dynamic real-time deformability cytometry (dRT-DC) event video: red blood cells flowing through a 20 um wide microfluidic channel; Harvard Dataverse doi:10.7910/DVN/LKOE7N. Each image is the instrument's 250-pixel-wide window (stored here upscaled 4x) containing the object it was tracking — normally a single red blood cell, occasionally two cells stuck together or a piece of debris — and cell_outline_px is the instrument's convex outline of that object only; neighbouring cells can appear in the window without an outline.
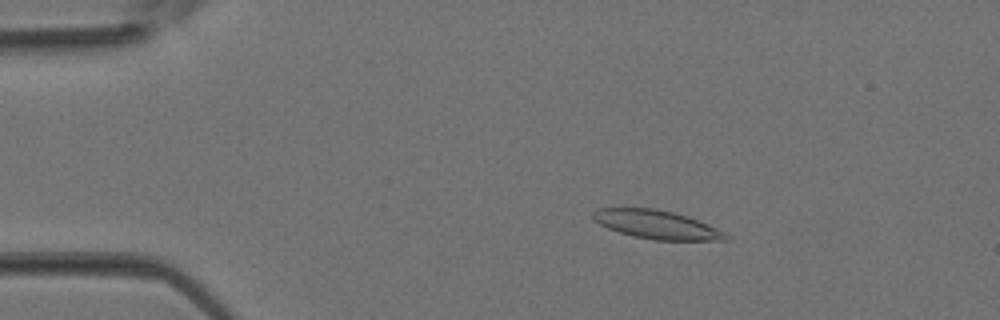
{"species": "Egyptian fruit bat (a non-hibernating species)", "species_latin": "Rousettus aegyptiacus", "temperature_condition": "room temperature", "stored_images_in_passage": 3, "camera_frame_rate_fps": 3000, "um_per_image_px": 0.085, "animal": {"sex": "female"}, "frame": {"image": 1, "passage_image": 2, "time_ms": 0.333, "image_size_px": [1000, 320], "cell_outline_px": [[732, 240], [656, 240], [632, 236], [608, 228], [592, 220], [592, 212], [596, 208], [656, 208], [688, 216], [708, 224], [732, 236]], "centroid_in_image_um": [55.83, 19.09], "position_along_channel_um": 29.2, "area_um2": 22.25}}